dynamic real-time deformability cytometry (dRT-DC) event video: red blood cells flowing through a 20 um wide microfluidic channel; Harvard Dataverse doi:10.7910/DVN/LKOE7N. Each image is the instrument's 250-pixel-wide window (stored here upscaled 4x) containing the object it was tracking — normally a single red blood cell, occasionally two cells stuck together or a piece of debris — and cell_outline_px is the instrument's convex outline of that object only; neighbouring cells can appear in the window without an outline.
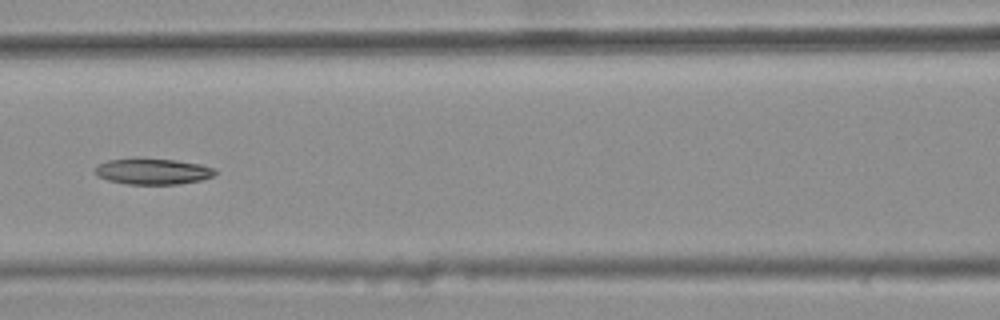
{"species": "common noctule bat (a hibernating species)", "species_latin": "Nyctalus noctula", "temperature_condition": "warm", "stored_images_in_passage": 7, "camera_frame_rate_fps": 3000, "um_per_image_px": 0.085, "animal": {"sex": "female", "body_mass_g": 25.1}, "frame": {"image": 1, "passage_image": 7, "time_ms": 2.0, "image_size_px": [1000, 320], "cell_outline_px": [[216, 172], [212, 176], [200, 180], [176, 184], [128, 184], [108, 180], [96, 176], [96, 168], [100, 164], [108, 160], [132, 156], [140, 156], [176, 160], [200, 164], [216, 168]], "centroid_in_image_um": [12.96, 14.53], "position_along_channel_um": 153.6, "area_um2": 18.61}}